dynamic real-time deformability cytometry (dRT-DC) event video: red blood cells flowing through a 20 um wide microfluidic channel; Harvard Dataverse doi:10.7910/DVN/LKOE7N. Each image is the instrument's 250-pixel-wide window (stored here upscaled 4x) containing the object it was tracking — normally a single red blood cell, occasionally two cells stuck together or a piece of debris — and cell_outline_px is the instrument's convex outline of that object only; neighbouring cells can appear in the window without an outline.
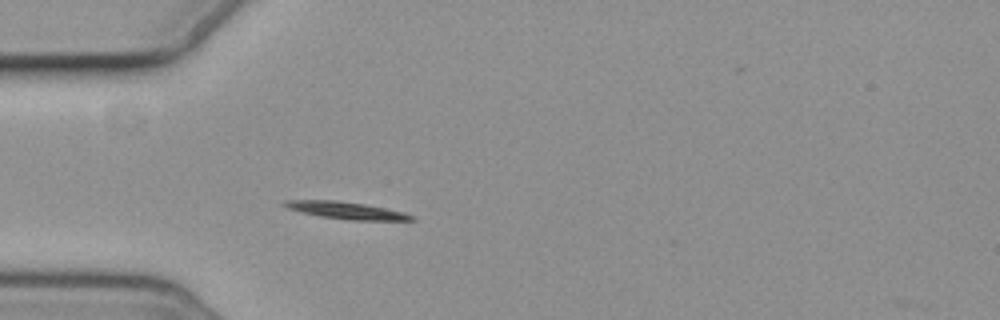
{"species": "common noctule bat (a hibernating species)", "species_latin": "Nyctalus noctula", "temperature_condition": "cold", "stored_images_in_passage": 3, "camera_frame_rate_fps": 3000, "um_per_image_px": 0.085, "animal": {"sex": "female", "body_mass_g": 19.3, "forearm_length_mm": 54.1}, "frame": {"image": 1, "passage_image": 3, "time_ms": 3.667, "image_size_px": [1000, 320], "cell_outline_px": [[416, 220], [352, 220], [320, 216], [300, 212], [288, 208], [280, 204], [284, 200], [336, 200], [364, 204], [404, 212], [416, 216]], "centroid_in_image_um": [29.42, 17.88], "position_along_channel_um": 55.6, "area_um2": 12.66}}